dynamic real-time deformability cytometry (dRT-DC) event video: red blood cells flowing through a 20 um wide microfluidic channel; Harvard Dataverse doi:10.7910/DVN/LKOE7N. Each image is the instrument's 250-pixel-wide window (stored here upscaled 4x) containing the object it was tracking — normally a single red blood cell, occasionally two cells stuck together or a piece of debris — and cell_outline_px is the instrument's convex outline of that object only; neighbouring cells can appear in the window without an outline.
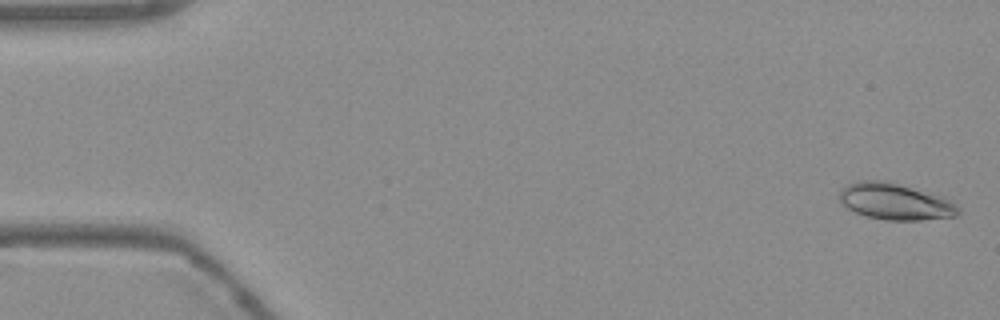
{"species": "Egyptian fruit bat (a non-hibernating species)", "species_latin": "Rousettus aegyptiacus", "temperature_condition": "warm", "stored_images_in_passage": 54, "camera_frame_rate_fps": 3000, "um_per_image_px": 0.085, "frame": {"image": 1, "passage_image": 2, "time_ms": 0.333, "image_size_px": [1000, 320], "cell_outline_px": [[960, 212], [956, 216], [920, 220], [888, 220], [868, 216], [856, 212], [848, 208], [840, 200], [840, 188], [848, 184], [860, 180], [880, 180], [944, 196], [956, 204], [960, 208]], "centroid_in_image_um": [76.12, 17.13], "position_along_channel_um": 8.9, "area_um2": 24.97}}
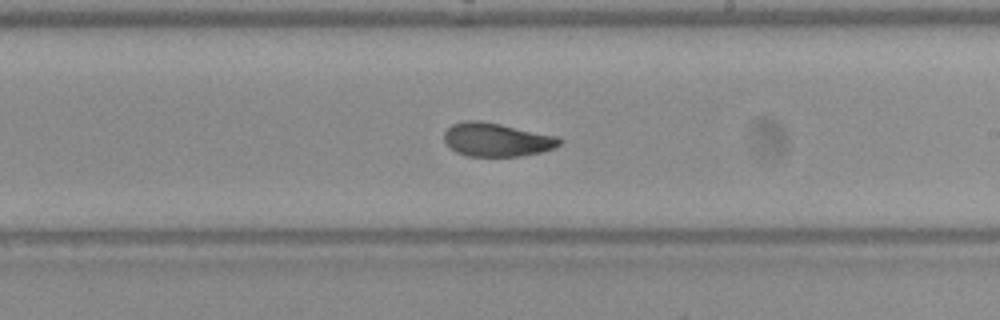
{"frame": {"image": 2, "passage_image": 32, "time_ms": 10.333, "image_size_px": [1000, 320], "cell_outline_px": [[564, 140], [560, 144], [552, 148], [540, 152], [520, 156], [468, 156], [456, 152], [444, 140], [444, 132], [452, 124], [464, 120], [480, 120], [560, 136]], "centroid_in_image_um": [42.24, 11.86], "position_along_channel_um": 246.8, "area_um2": 22.6}}
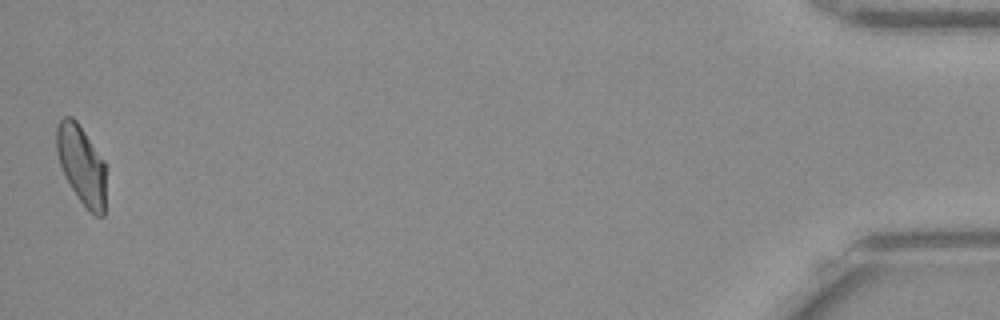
{"frame": {"image": 3, "passage_image": 54, "time_ms": 17.667, "image_size_px": [1000, 320], "cell_outline_px": [[104, 216], [96, 216], [76, 196], [64, 176], [56, 152], [56, 128], [60, 120], [64, 116], [72, 116], [76, 120], [104, 160]], "centroid_in_image_um": [6.89, 13.97], "position_along_channel_um": 428.3, "area_um2": 22.43}, "authors_computed_cell_mechanics": {"area_um2": 22.9466, "velocity_mm_per_s": 3.764, "shape_relaxation_time_tau1_ms": 6.7321, "shape_relaxation_time_tau2_ms": 2.0278, "deformation_change_tau1": 0.1907, "deformation_change_tau2": 0.0732}}